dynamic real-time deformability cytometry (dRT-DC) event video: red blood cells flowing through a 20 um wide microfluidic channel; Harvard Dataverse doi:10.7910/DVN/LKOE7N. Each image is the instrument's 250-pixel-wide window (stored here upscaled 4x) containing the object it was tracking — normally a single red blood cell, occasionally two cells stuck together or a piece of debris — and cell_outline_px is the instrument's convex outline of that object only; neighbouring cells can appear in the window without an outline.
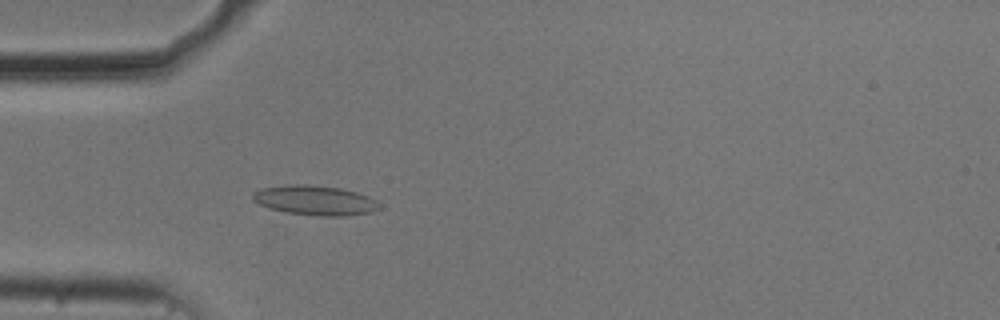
{"species": "common noctule bat (a hibernating species)", "species_latin": "Nyctalus noctula", "temperature_condition": "cold", "stored_images_in_passage": 54, "camera_frame_rate_fps": 3000, "um_per_image_px": 0.085, "animal": {"sex": "male", "body_mass_g": 20.5, "forearm_length_mm": 52.5}, "frame": {"image": 1, "passage_image": 16, "time_ms": 5.0, "image_size_px": [1000, 320], "cell_outline_px": [[380, 208], [372, 212], [344, 216], [320, 216], [284, 212], [268, 208], [252, 200], [252, 192], [260, 188], [288, 184], [308, 184], [340, 188], [356, 192], [368, 196], [376, 200]], "centroid_in_image_um": [26.73, 17.02], "position_along_channel_um": 58.3, "area_um2": 22.08}}
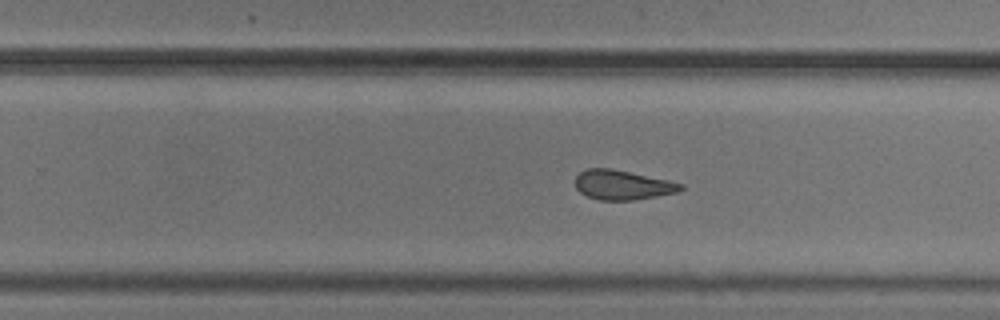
{"frame": {"image": 2, "passage_image": 34, "time_ms": 11.0, "image_size_px": [1000, 320], "cell_outline_px": [[684, 188], [680, 192], [636, 200], [600, 200], [588, 196], [580, 192], [576, 188], [576, 176], [580, 172], [588, 168], [612, 168], [668, 180], [684, 184]], "centroid_in_image_um": [52.95, 15.72], "position_along_channel_um": 276.9, "area_um2": 18.26}}
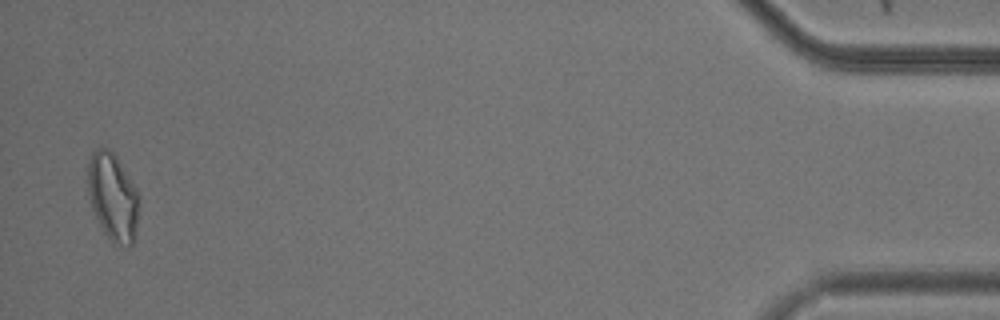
{"frame": {"image": 3, "passage_image": 53, "time_ms": 17.333, "image_size_px": [1000, 320], "cell_outline_px": [[136, 236], [132, 244], [112, 244], [104, 232], [92, 208], [88, 196], [88, 160], [92, 152], [96, 148], [108, 148], [116, 156], [136, 188]], "centroid_in_image_um": [9.54, 16.71], "position_along_channel_um": 425.7, "area_um2": 25.55}, "authors_computed_cell_mechanics": {"area_um2": 20.5479, "velocity_mm_per_s": 3.7035, "shape_relaxation_time_tau1_ms": null, "shape_relaxation_time_tau2_ms": 2.4673, "deformation_change_tau1": null, "deformation_change_tau2": 0.0896}}